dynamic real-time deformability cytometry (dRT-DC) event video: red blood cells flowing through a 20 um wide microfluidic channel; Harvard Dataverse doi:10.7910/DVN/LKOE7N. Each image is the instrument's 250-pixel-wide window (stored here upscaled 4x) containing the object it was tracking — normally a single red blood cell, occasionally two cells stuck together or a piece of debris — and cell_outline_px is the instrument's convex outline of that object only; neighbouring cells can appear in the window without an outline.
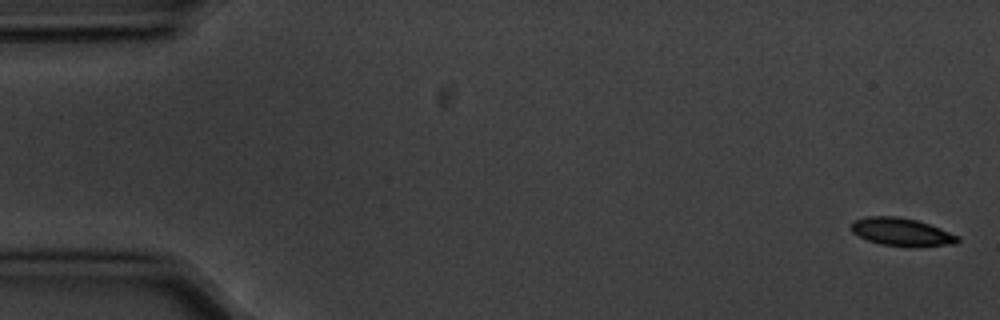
{"species": "common noctule bat (a hibernating species)", "species_latin": "Nyctalus noctula", "temperature_condition": "cold", "stored_images_in_passage": 15, "camera_frame_rate_fps": 3000, "um_per_image_px": 0.085, "animal": {"sex": "male", "body_mass_g": 20.1, "forearm_length_mm": 53.5}, "frame": {"image": 1, "passage_image": 1, "time_ms": 0.0, "image_size_px": [1000, 320], "cell_outline_px": [[960, 240], [956, 244], [916, 248], [912, 248], [880, 244], [868, 240], [852, 232], [852, 220], [864, 216], [896, 216], [916, 220], [940, 228], [960, 236]], "centroid_in_image_um": [76.67, 19.74], "position_along_channel_um": 8.3, "area_um2": 17.69}}
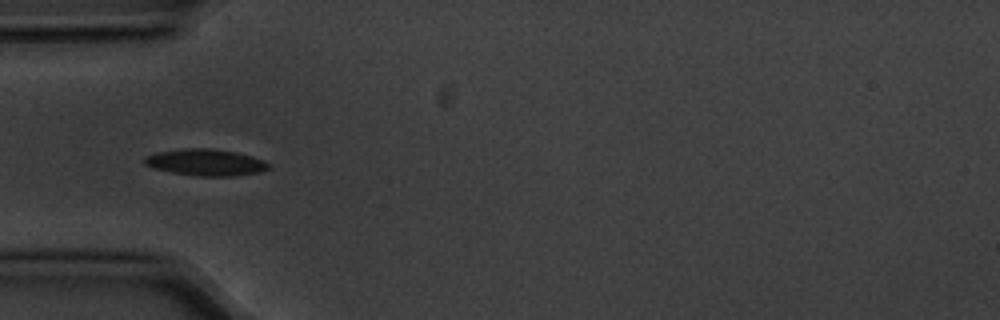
{"frame": {"image": 2, "passage_image": 5, "time_ms": 1.333, "image_size_px": [1000, 320], "cell_outline_px": [[272, 168], [260, 172], [232, 176], [196, 176], [172, 172], [152, 168], [144, 164], [144, 156], [156, 152], [180, 148], [212, 148], [236, 152], [252, 156], [264, 160]], "centroid_in_image_um": [17.47, 13.79], "position_along_channel_um": 67.5, "area_um2": 19.48}}